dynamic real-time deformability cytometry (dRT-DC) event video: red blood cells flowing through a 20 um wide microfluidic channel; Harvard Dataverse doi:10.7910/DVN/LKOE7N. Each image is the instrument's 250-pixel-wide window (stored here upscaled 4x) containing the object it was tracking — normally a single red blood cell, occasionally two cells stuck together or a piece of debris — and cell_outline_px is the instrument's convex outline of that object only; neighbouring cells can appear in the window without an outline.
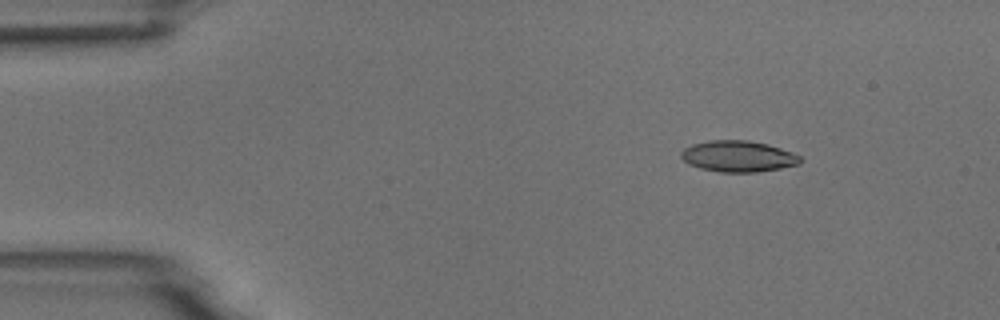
{"species": "common noctule bat (a hibernating species)", "species_latin": "Nyctalus noctula", "temperature_condition": "room temperature", "stored_images_in_passage": 5, "camera_frame_rate_fps": 3000, "um_per_image_px": 0.085, "animal": {"sex": "male", "body_mass_g": 18.8}, "frame": {"image": 1, "passage_image": 1, "time_ms": 0.0, "image_size_px": [1000, 320], "cell_outline_px": [[800, 164], [780, 168], [756, 172], [720, 172], [700, 168], [688, 164], [680, 156], [680, 152], [684, 148], [692, 144], [708, 140], [748, 140], [768, 144], [792, 152], [800, 156]], "centroid_in_image_um": [62.71, 13.28], "position_along_channel_um": 22.3, "area_um2": 21.68}}
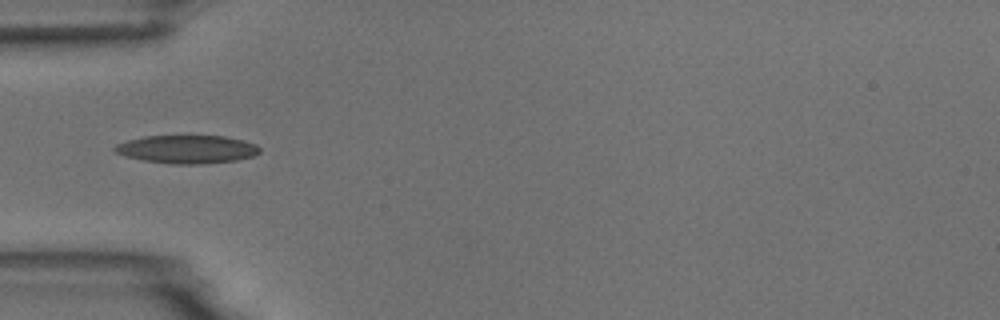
{"frame": {"image": 2, "passage_image": 3, "time_ms": 3.333, "image_size_px": [1000, 320], "cell_outline_px": [[260, 152], [256, 156], [236, 160], [200, 164], [172, 164], [144, 160], [124, 156], [116, 152], [112, 148], [116, 144], [128, 140], [144, 136], [224, 136], [244, 140], [256, 144], [260, 148]], "centroid_in_image_um": [15.92, 12.69], "position_along_channel_um": 69.1, "area_um2": 23.87}}